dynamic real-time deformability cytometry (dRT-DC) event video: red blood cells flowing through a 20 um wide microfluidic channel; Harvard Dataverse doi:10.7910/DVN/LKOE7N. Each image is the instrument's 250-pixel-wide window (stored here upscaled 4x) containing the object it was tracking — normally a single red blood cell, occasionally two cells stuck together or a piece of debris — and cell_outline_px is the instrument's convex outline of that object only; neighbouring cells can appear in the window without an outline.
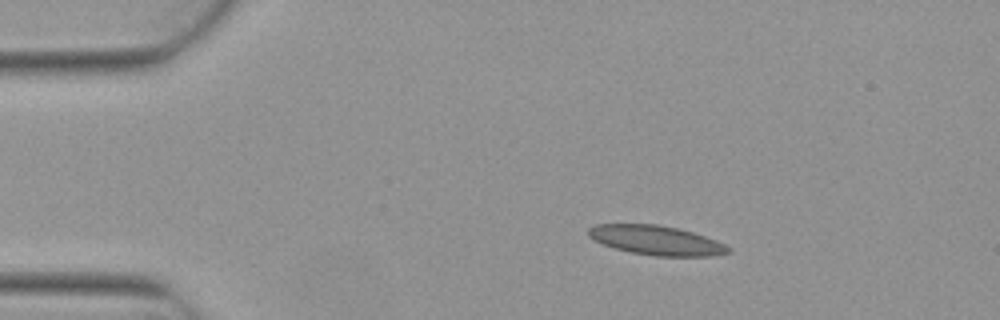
{"species": "Egyptian fruit bat (a non-hibernating species)", "species_latin": "Rousettus aegyptiacus", "temperature_condition": "warm", "stored_images_in_passage": 4, "camera_frame_rate_fps": 3000, "um_per_image_px": 0.085, "animal": {"sex": "female"}, "frame": {"image": 1, "passage_image": 2, "time_ms": 0.333, "image_size_px": [1000, 320], "cell_outline_px": [[732, 252], [712, 256], [656, 256], [632, 252], [616, 248], [592, 240], [588, 236], [588, 228], [596, 224], [656, 224], [676, 228], [692, 232], [716, 240], [732, 248]], "centroid_in_image_um": [55.79, 20.42], "position_along_channel_um": 29.2, "area_um2": 23.87}}
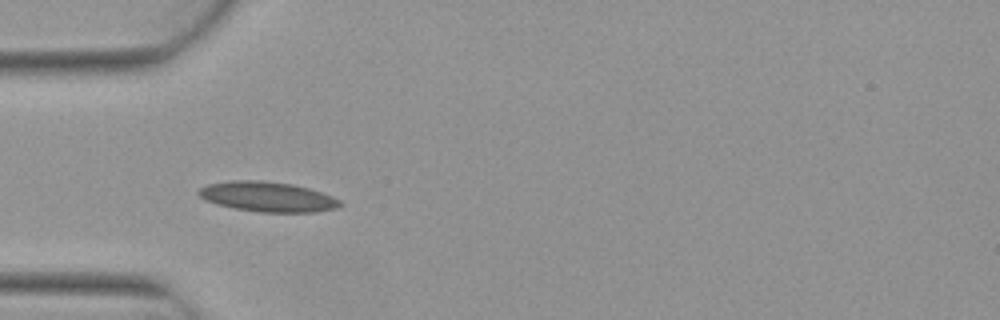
{"frame": {"image": 2, "passage_image": 4, "time_ms": 1.0, "image_size_px": [1000, 320], "cell_outline_px": [[344, 204], [336, 208], [316, 212], [260, 212], [236, 208], [216, 204], [204, 200], [196, 192], [200, 188], [208, 184], [232, 180], [260, 180], [292, 184], [308, 188], [332, 196], [340, 200]], "centroid_in_image_um": [22.74, 16.72], "position_along_channel_um": 62.3, "area_um2": 24.68}}